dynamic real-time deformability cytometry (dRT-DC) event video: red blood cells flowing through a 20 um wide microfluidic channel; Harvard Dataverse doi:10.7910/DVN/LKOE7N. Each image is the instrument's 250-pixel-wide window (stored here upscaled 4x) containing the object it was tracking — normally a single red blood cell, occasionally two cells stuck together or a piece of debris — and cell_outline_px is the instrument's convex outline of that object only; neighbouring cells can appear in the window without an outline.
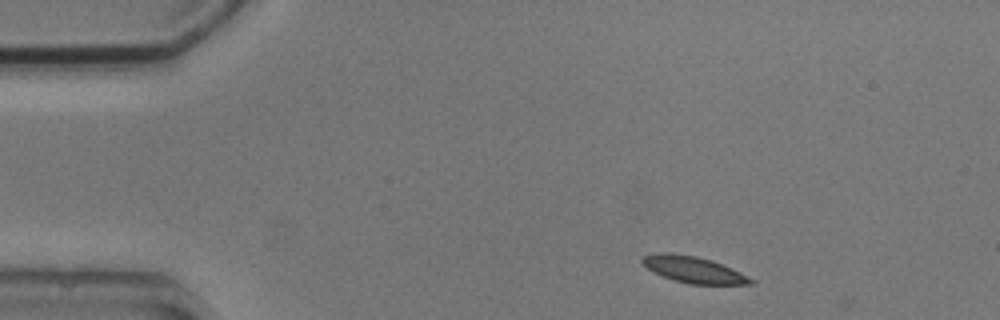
{"species": "common noctule bat (a hibernating species)", "species_latin": "Nyctalus noctula", "temperature_condition": "cold", "stored_images_in_passage": 3, "camera_frame_rate_fps": 3000, "um_per_image_px": 0.085, "animal": {"sex": "male", "body_mass_g": 20.5, "forearm_length_mm": 52.5}, "frame": {"image": 1, "passage_image": 1, "time_ms": 0.0, "image_size_px": [1000, 320], "cell_outline_px": [[756, 284], [688, 284], [664, 276], [648, 268], [640, 260], [644, 256], [660, 252], [668, 252], [696, 256], [712, 260], [732, 268], [756, 280]], "centroid_in_image_um": [59.01, 22.91], "position_along_channel_um": 26.0, "area_um2": 16.53}}